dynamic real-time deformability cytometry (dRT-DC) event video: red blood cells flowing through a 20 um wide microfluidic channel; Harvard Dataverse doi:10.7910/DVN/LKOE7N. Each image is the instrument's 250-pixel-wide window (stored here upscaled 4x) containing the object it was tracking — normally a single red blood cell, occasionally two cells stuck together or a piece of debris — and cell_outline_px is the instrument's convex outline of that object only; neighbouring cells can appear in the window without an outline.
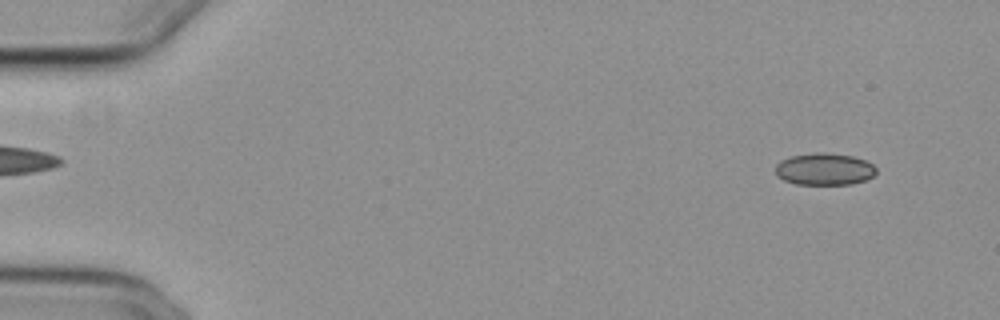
{"species": "common noctule bat (a hibernating species)", "species_latin": "Nyctalus noctula", "temperature_condition": "cold", "stored_images_in_passage": 54, "camera_frame_rate_fps": 3000, "um_per_image_px": 0.085, "animal": {"sex": "female", "body_mass_g": 29.2, "forearm_length_mm": 56.3}, "frame": {"image": 1, "passage_image": 4, "time_ms": 1.0, "image_size_px": [1000, 320], "cell_outline_px": [[876, 172], [872, 176], [864, 180], [852, 184], [796, 184], [784, 180], [776, 176], [776, 164], [780, 160], [792, 156], [816, 152], [824, 152], [852, 156], [864, 160], [872, 164], [876, 168]], "centroid_in_image_um": [70.05, 14.37], "position_along_channel_um": 15.0, "area_um2": 18.73}}
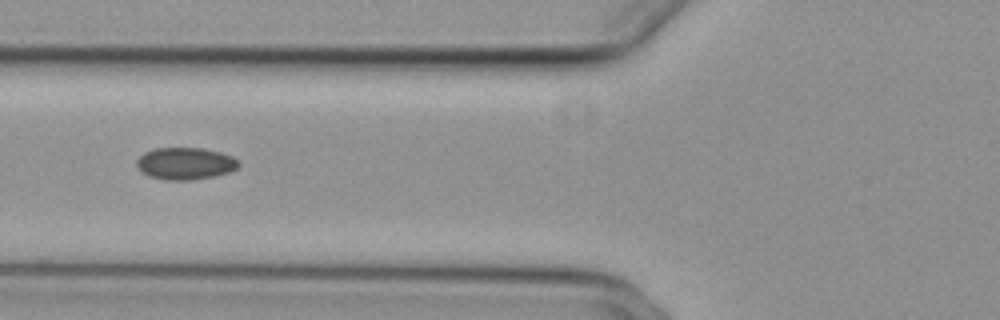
{"frame": {"image": 2, "passage_image": 21, "time_ms": 6.667, "image_size_px": [1000, 320], "cell_outline_px": [[240, 164], [236, 168], [228, 172], [212, 176], [188, 180], [164, 180], [148, 176], [136, 164], [136, 160], [144, 152], [152, 148], [204, 148], [220, 152], [232, 156]], "centroid_in_image_um": [15.72, 13.88], "position_along_channel_um": 110.1, "area_um2": 18.9}}
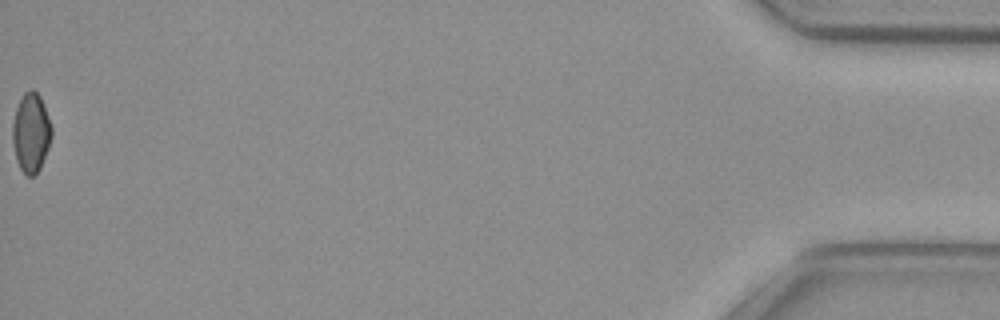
{"frame": {"image": 3, "passage_image": 54, "time_ms": 17.667, "image_size_px": [1000, 320], "cell_outline_px": [[52, 136], [48, 148], [40, 168], [32, 176], [28, 176], [20, 168], [16, 160], [12, 140], [12, 124], [16, 108], [24, 92], [32, 88], [40, 96], [52, 124]], "centroid_in_image_um": [2.64, 11.26], "position_along_channel_um": 432.6, "area_um2": 18.09}}